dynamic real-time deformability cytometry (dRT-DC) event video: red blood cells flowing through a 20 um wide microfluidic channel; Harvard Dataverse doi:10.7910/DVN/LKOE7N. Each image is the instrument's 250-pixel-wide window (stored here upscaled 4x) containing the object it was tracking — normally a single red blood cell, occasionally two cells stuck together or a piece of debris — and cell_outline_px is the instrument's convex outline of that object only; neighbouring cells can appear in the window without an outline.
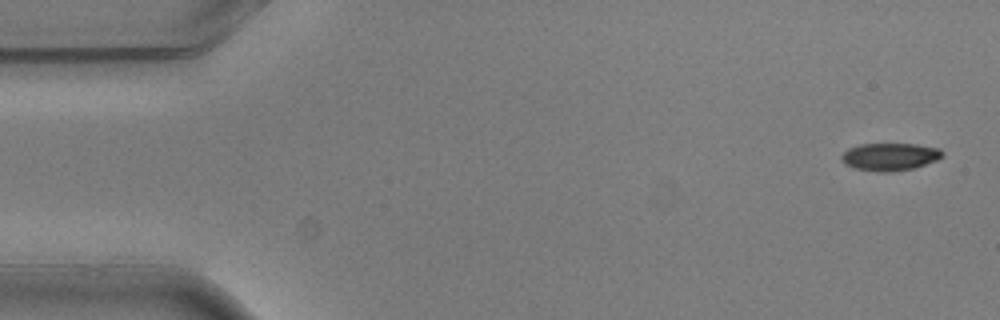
{"species": "common noctule bat (a hibernating species)", "species_latin": "Nyctalus noctula", "temperature_condition": "warm", "stored_images_in_passage": 7, "camera_frame_rate_fps": 3000, "um_per_image_px": 0.085, "animal": {"sex": "male", "body_mass_g": 20.5, "forearm_length_mm": 52.5}, "frame": {"image": 1, "passage_image": 1, "time_ms": 0.0, "image_size_px": [1000, 320], "cell_outline_px": [[944, 156], [936, 160], [912, 168], [892, 172], [876, 172], [852, 168], [844, 164], [840, 160], [840, 156], [848, 148], [860, 144], [916, 144], [940, 148], [944, 152]], "centroid_in_image_um": [75.6, 13.32], "position_along_channel_um": 9.4, "area_um2": 16.42}}
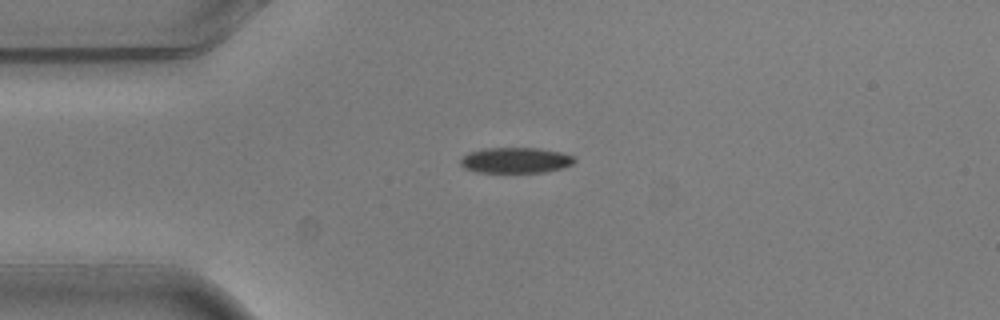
{"frame": {"image": 2, "passage_image": 4, "time_ms": 1.0, "image_size_px": [1000, 320], "cell_outline_px": [[576, 160], [572, 164], [564, 168], [544, 172], [476, 172], [464, 168], [460, 164], [460, 160], [468, 152], [484, 148], [540, 148], [560, 152], [576, 156]], "centroid_in_image_um": [43.85, 13.62], "position_along_channel_um": 41.2, "area_um2": 17.17}}
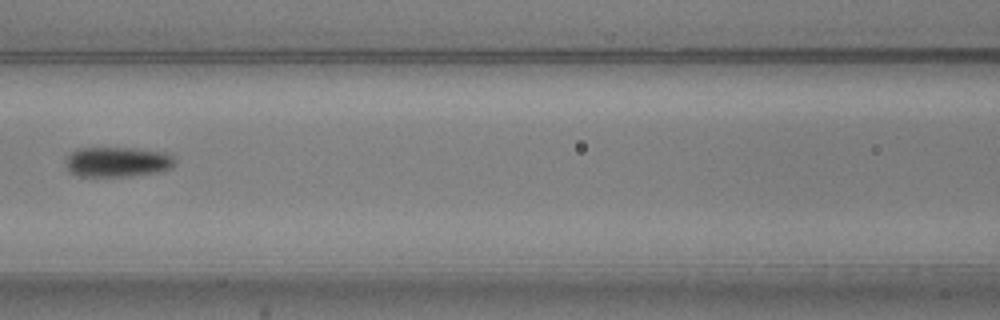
{"frame": {"image": 3, "passage_image": 7, "time_ms": 2.0, "image_size_px": [1000, 320], "cell_outline_px": [[176, 164], [172, 168], [160, 172], [132, 176], [76, 176], [68, 172], [64, 160], [76, 148], [132, 148], [164, 152], [172, 156], [176, 160]], "centroid_in_image_um": [9.97, 13.77], "position_along_channel_um": 156.6, "area_um2": 19.42}}